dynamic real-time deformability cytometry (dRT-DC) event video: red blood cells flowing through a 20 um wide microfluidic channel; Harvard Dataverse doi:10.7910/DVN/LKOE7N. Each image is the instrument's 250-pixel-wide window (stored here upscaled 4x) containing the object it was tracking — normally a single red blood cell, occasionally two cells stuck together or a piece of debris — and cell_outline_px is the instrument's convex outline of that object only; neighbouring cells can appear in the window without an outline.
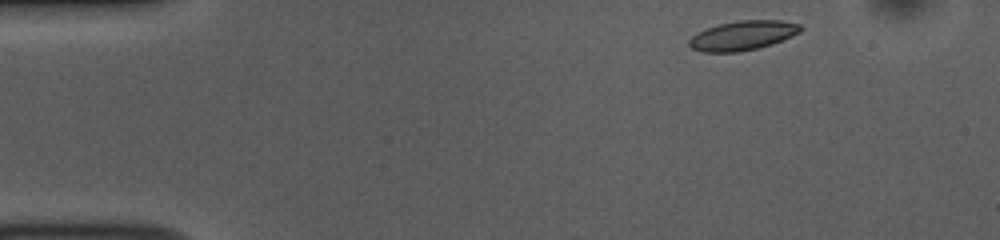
{"species": "common noctule bat (a hibernating species)", "species_latin": "Nyctalus noctula", "temperature_condition": "room temperature", "stored_images_in_passage": 47, "camera_frame_rate_fps": 3000, "um_per_image_px": 0.085, "animal": {"sex": "female", "body_mass_g": 10.0, "forearm_length_mm": 53.1}, "frame": {"image": 1, "passage_image": 1, "time_ms": 0.0, "image_size_px": [1000, 240], "cell_outline_px": [[804, 28], [800, 32], [772, 44], [760, 48], [736, 52], [704, 52], [692, 48], [688, 44], [688, 40], [696, 32], [720, 24], [740, 20], [780, 20], [800, 24]], "centroid_in_image_um": [63.14, 3.02], "position_along_channel_um": 21.9, "area_um2": 19.07}}
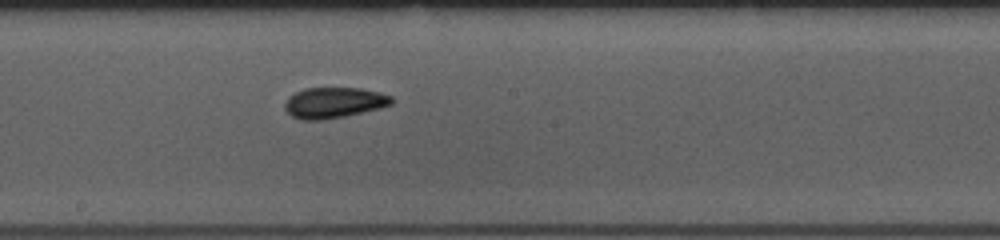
{"frame": {"image": 2, "passage_image": 23, "time_ms": 7.333, "image_size_px": [1000, 240], "cell_outline_px": [[392, 104], [380, 108], [344, 116], [320, 120], [304, 120], [292, 116], [284, 108], [284, 104], [288, 96], [304, 88], [360, 88], [380, 92], [392, 96]], "centroid_in_image_um": [28.37, 8.72], "position_along_channel_um": 219.8, "area_um2": 19.07}}
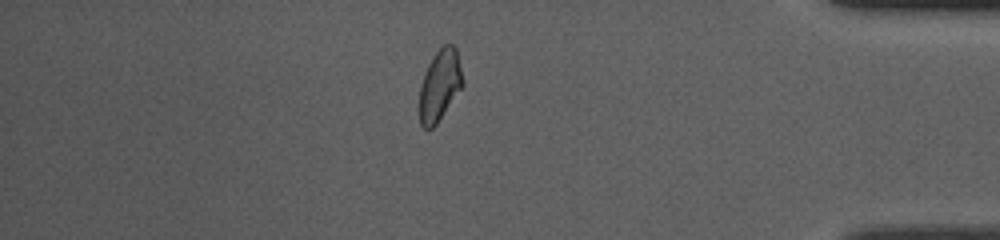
{"frame": {"image": 3, "passage_image": 40, "time_ms": 13.0, "image_size_px": [1000, 240], "cell_outline_px": [[464, 84], [436, 124], [428, 132], [420, 124], [420, 84], [424, 72], [428, 64], [436, 52], [444, 44], [456, 44]], "centroid_in_image_um": [37.38, 7.23], "position_along_channel_um": 397.8, "area_um2": 17.98}, "authors_computed_cell_mechanics": {"area_um2": 18.6116, "velocity_mm_per_s": 3.7419, "shape_relaxation_time_tau1_ms": 4.8766, "shape_relaxation_time_tau2_ms": 1.4025, "deformation_change_tau1": 0.1375, "deformation_change_tau2": 0.0626}}